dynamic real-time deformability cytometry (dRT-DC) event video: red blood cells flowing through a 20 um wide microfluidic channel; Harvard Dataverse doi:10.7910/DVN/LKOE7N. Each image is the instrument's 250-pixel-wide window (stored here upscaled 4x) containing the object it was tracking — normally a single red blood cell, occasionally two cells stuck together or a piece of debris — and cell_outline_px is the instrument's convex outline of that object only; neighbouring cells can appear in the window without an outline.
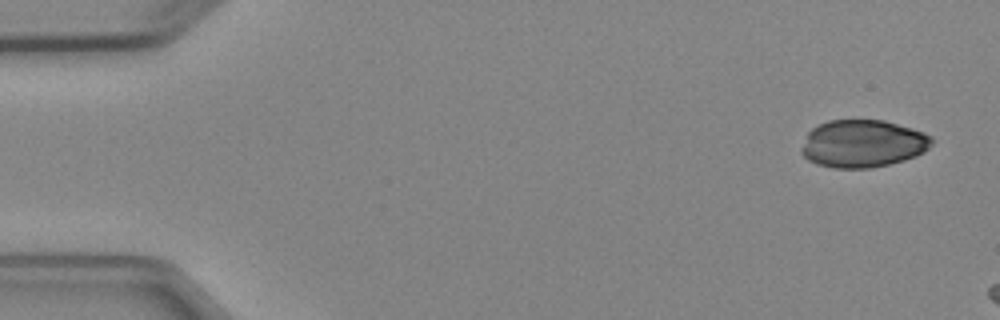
{"species": "Egyptian fruit bat (a non-hibernating species)", "species_latin": "Rousettus aegyptiacus", "temperature_condition": "cold", "stored_images_in_passage": 3, "camera_frame_rate_fps": 3000, "um_per_image_px": 0.085, "animal": {"sex": "female"}, "frame": {"image": 1, "passage_image": 1, "time_ms": 0.0, "image_size_px": [1000, 320], "cell_outline_px": [[932, 144], [924, 152], [916, 156], [904, 160], [888, 164], [868, 168], [832, 168], [816, 164], [808, 160], [800, 152], [800, 148], [808, 132], [812, 128], [828, 120], [884, 120], [912, 128], [924, 132], [932, 136]], "centroid_in_image_um": [73.32, 12.21], "position_along_channel_um": 11.7, "area_um2": 36.3}}